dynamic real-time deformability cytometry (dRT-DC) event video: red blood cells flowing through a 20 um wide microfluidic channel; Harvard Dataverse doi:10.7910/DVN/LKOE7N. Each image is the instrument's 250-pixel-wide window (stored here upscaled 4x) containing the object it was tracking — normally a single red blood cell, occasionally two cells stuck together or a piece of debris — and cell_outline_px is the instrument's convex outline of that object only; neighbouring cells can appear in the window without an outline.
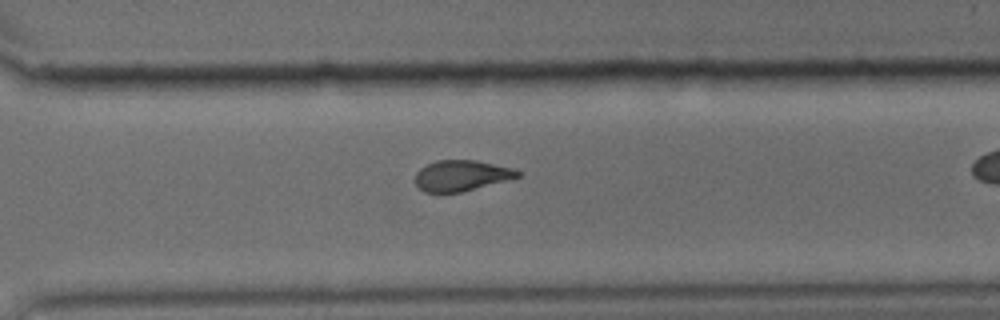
{"species": "common noctule bat (a hibernating species)", "species_latin": "Nyctalus noctula", "temperature_condition": "cold", "stored_images_in_passage": 39, "camera_frame_rate_fps": 3000, "um_per_image_px": 0.085, "animal": {"sex": "male", "body_mass_g": 15.6}, "frame": {"image": 1, "passage_image": 34, "time_ms": 11.0, "image_size_px": [1000, 320], "cell_outline_px": [[520, 176], [460, 192], [424, 192], [416, 184], [416, 172], [420, 168], [436, 160], [476, 160], [512, 168], [520, 172]], "centroid_in_image_um": [39.18, 14.91], "position_along_channel_um": 331.4, "area_um2": 17.98}}